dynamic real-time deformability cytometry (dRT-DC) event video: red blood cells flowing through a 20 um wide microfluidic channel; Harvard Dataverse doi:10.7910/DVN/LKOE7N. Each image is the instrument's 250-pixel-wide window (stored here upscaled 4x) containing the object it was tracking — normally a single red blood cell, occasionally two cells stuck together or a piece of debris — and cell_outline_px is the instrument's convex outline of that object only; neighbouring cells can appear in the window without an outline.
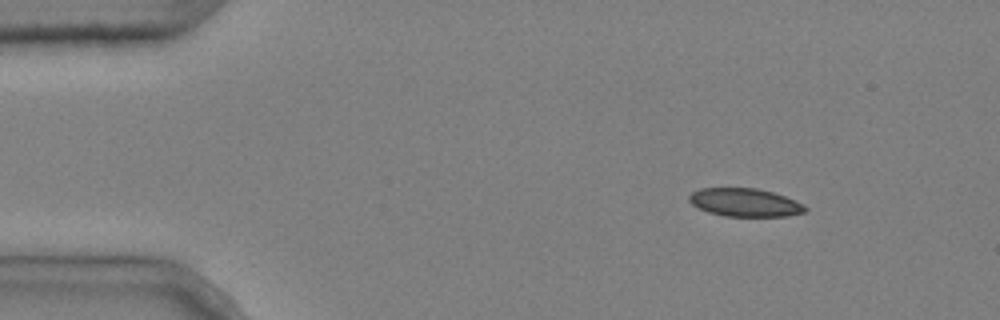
{"species": "common noctule bat (a hibernating species)", "species_latin": "Nyctalus noctula", "temperature_condition": "cold", "stored_images_in_passage": 3, "camera_frame_rate_fps": 3000, "um_per_image_px": 0.085, "animal": {"sex": "male", "body_mass_g": 20.4}, "frame": {"image": 1, "passage_image": 1, "time_ms": 0.0, "image_size_px": [1000, 320], "cell_outline_px": [[808, 208], [804, 212], [788, 216], [724, 216], [708, 212], [692, 204], [688, 200], [688, 196], [692, 192], [700, 188], [756, 188], [772, 192], [796, 200], [804, 204]], "centroid_in_image_um": [63.32, 17.21], "position_along_channel_um": 21.7, "area_um2": 19.07}}